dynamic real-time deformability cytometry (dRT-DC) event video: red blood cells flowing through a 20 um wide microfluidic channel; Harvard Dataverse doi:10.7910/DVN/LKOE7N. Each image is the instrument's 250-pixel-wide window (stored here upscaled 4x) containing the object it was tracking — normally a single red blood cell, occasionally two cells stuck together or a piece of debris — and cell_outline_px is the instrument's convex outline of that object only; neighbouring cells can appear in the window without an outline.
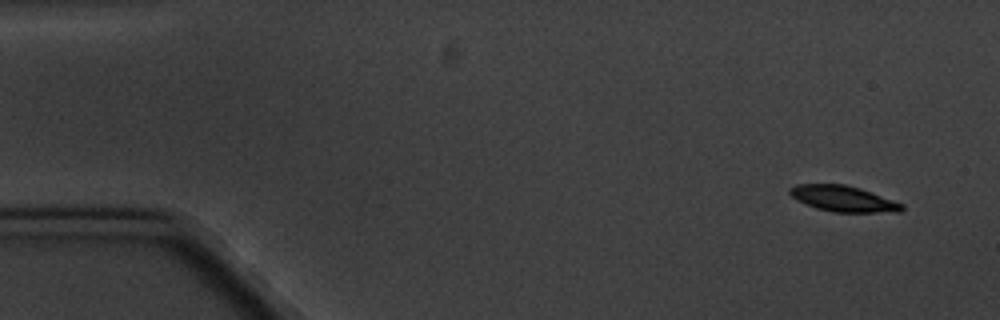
{"species": "common noctule bat (a hibernating species)", "species_latin": "Nyctalus noctula", "temperature_condition": "cold", "stored_images_in_passage": 5, "camera_frame_rate_fps": 3000, "um_per_image_px": 0.085, "animal": {"sex": "male", "body_mass_g": 20.1, "forearm_length_mm": 53.5}, "frame": {"image": 1, "passage_image": 1, "time_ms": 0.0, "image_size_px": [1000, 320], "cell_outline_px": [[904, 208], [900, 212], [832, 212], [816, 208], [796, 200], [788, 192], [788, 188], [796, 184], [844, 184], [860, 188], [904, 204]], "centroid_in_image_um": [71.66, 16.89], "position_along_channel_um": 13.3, "area_um2": 16.94}}